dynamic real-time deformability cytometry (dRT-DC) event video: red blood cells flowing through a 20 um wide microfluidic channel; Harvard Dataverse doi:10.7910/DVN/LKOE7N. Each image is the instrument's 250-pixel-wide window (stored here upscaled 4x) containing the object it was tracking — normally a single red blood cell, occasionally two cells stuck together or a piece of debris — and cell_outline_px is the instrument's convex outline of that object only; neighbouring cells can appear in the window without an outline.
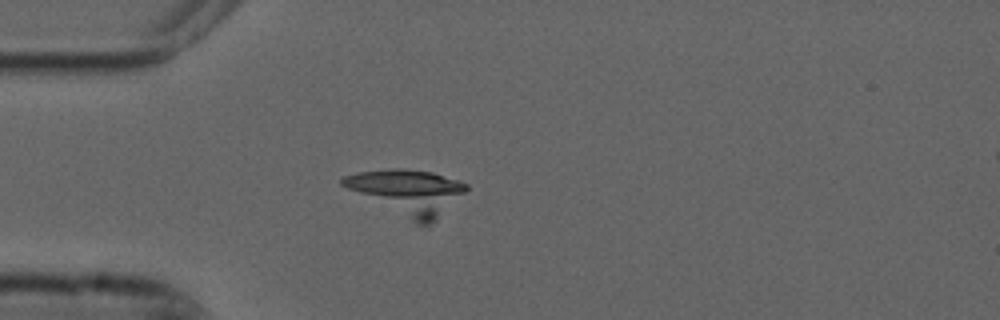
{"species": "common noctule bat (a hibernating species)", "species_latin": "Nyctalus noctula", "temperature_condition": "cold", "stored_images_in_passage": 6, "camera_frame_rate_fps": 3000, "um_per_image_px": 0.085, "animal": {"sex": "male", "forearm_length_mm": 52.5}, "frame": {"image": 1, "passage_image": 5, "time_ms": 1.333, "image_size_px": [1000, 320], "cell_outline_px": [[468, 188], [436, 220], [428, 224], [416, 224], [340, 184], [340, 180], [344, 176], [360, 172], [396, 168], [404, 168], [432, 172], [460, 180], [468, 184]], "centroid_in_image_um": [34.67, 16.3], "position_along_channel_um": 50.3, "area_um2": 31.73}}